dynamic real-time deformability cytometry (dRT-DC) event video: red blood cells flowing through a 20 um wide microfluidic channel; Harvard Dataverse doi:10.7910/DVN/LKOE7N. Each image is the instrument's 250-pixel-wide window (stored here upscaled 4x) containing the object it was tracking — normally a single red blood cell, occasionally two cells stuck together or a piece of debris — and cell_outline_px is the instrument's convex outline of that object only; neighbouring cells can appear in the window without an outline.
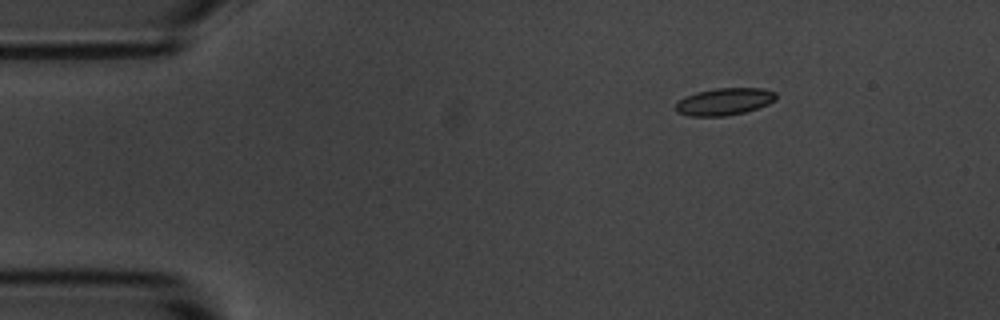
{"species": "common noctule bat (a hibernating species)", "species_latin": "Nyctalus noctula", "temperature_condition": "room temperature", "stored_images_in_passage": 48, "camera_frame_rate_fps": 3000, "um_per_image_px": 0.085, "animal": {"sex": "male", "body_mass_g": 20.1, "forearm_length_mm": 53.5}, "frame": {"image": 1, "passage_image": 1, "time_ms": 0.0, "image_size_px": [1000, 320], "cell_outline_px": [[776, 100], [768, 104], [744, 112], [724, 116], [688, 116], [676, 112], [676, 100], [684, 96], [696, 92], [716, 88], [764, 88], [776, 92]], "centroid_in_image_um": [61.54, 8.63], "position_along_channel_um": 23.5, "area_um2": 16.01}}
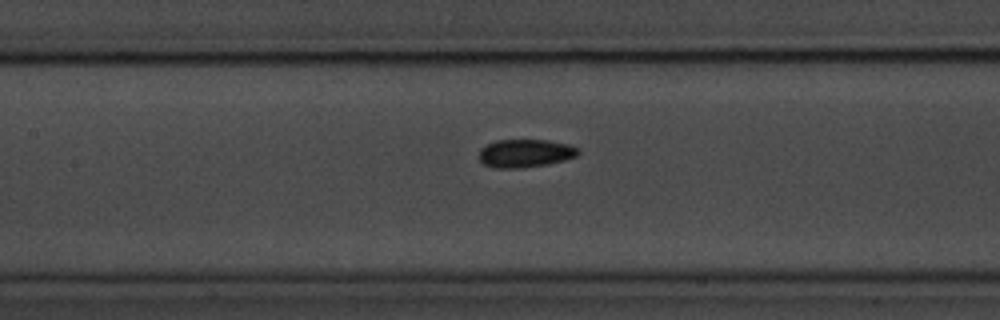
{"frame": {"image": 2, "passage_image": 18, "time_ms": 5.667, "image_size_px": [1000, 320], "cell_outline_px": [[580, 152], [576, 156], [564, 160], [548, 164], [524, 168], [496, 168], [484, 164], [480, 160], [480, 148], [496, 140], [548, 140], [568, 144], [580, 148]], "centroid_in_image_um": [44.67, 13.03], "position_along_channel_um": 162.7, "area_um2": 16.3}}
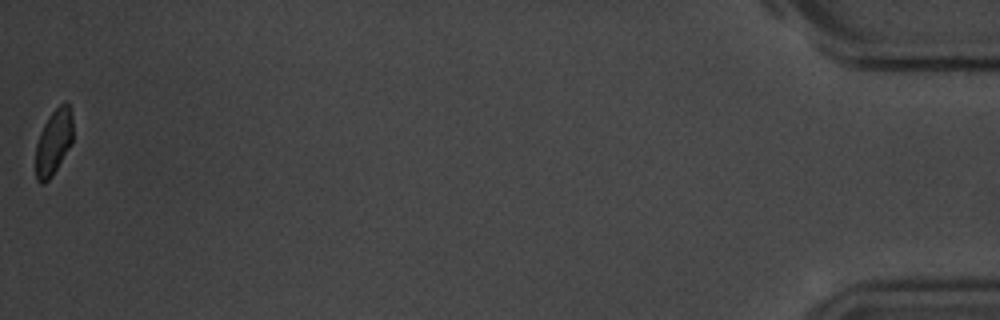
{"frame": {"image": 3, "passage_image": 48, "time_ms": 15.667, "image_size_px": [1000, 320], "cell_outline_px": [[72, 144], [52, 176], [44, 184], [40, 184], [36, 180], [36, 144], [40, 132], [44, 124], [52, 112], [64, 100], [68, 100], [72, 116]], "centroid_in_image_um": [4.57, 12.07], "position_along_channel_um": 430.6, "area_um2": 14.39}, "authors_computed_cell_mechanics": {"area_um2": 15.8372, "velocity_mm_per_s": 3.6594, "shape_relaxation_time_tau1_ms": 3.3959, "shape_relaxation_time_tau2_ms": 7.0117, "deformation_change_tau1": 0.1028, "deformation_change_tau2": 0.0754}}